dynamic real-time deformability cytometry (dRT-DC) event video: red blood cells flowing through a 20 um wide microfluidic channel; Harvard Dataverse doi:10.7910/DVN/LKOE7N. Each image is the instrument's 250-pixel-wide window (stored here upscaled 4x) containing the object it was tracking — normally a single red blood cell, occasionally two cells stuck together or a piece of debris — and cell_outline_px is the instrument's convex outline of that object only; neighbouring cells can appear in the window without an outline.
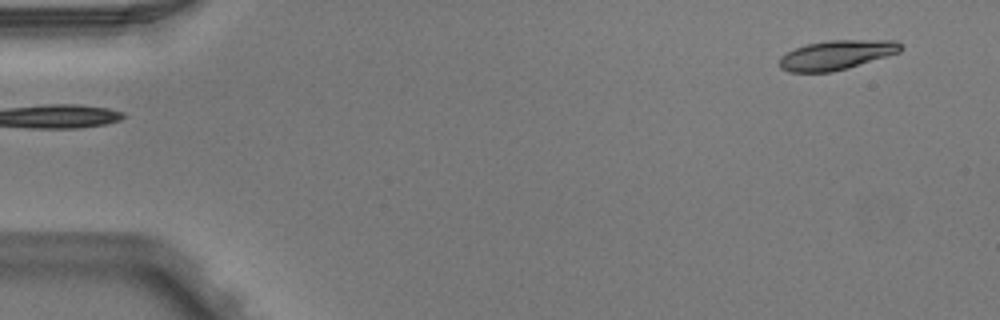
{"species": "Egyptian fruit bat (a non-hibernating species)", "species_latin": "Rousettus aegyptiacus", "temperature_condition": "warm", "stored_images_in_passage": 4, "camera_frame_rate_fps": 3000, "um_per_image_px": 0.085, "animal": {"sex": "male"}, "frame": {"image": 1, "passage_image": 4, "time_ms": 1.0, "image_size_px": [1000, 320], "cell_outline_px": [[904, 48], [900, 52], [848, 68], [832, 72], [788, 72], [780, 68], [780, 56], [796, 48], [808, 44], [828, 40], [896, 40]], "centroid_in_image_um": [71.12, 4.67], "position_along_channel_um": 13.9, "area_um2": 20.75}}